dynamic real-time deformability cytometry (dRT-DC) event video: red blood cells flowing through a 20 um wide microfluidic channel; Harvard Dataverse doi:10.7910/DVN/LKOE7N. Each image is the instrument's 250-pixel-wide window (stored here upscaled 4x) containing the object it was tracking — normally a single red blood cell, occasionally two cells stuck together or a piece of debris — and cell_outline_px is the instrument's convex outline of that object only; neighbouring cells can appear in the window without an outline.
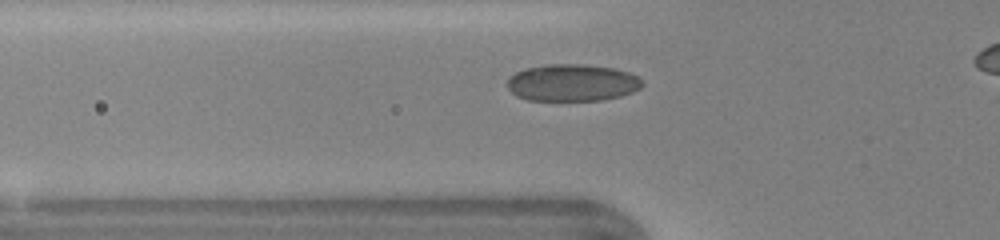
{"species": "human", "species_latin": "Homo sapiens", "temperature_condition": "warm", "stored_images_in_passage": 38, "camera_frame_rate_fps": 3000, "um_per_image_px": 0.085, "donor": {"sex": "female"}, "frame": {"image": 1, "passage_image": 12, "time_ms": 3.667, "image_size_px": [1000, 240], "cell_outline_px": [[644, 84], [640, 88], [632, 92], [620, 96], [600, 100], [528, 100], [516, 96], [508, 88], [508, 76], [524, 68], [548, 64], [580, 64], [616, 68], [628, 72], [644, 80]], "centroid_in_image_um": [48.64, 7.02], "position_along_channel_um": 77.2, "area_um2": 29.25}}